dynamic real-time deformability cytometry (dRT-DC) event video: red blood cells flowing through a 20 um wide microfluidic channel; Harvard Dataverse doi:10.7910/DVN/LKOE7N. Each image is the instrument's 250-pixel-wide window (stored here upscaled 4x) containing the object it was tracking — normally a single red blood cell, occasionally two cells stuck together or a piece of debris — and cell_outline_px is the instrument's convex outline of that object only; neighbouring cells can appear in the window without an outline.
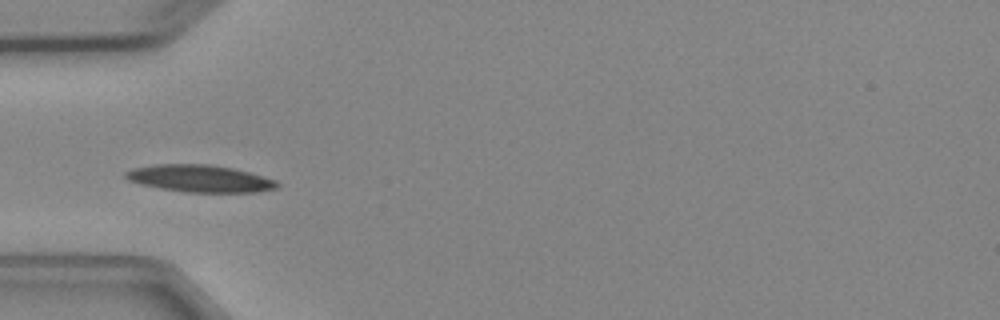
{"species": "Egyptian fruit bat (a non-hibernating species)", "species_latin": "Rousettus aegyptiacus", "temperature_condition": "cold", "stored_images_in_passage": 5, "camera_frame_rate_fps": 3000, "um_per_image_px": 0.085, "animal": {"sex": "female"}, "frame": {"image": 1, "passage_image": 5, "time_ms": 5.333, "image_size_px": [1000, 320], "cell_outline_px": [[280, 184], [276, 188], [256, 192], [188, 192], [160, 188], [140, 184], [128, 180], [124, 176], [124, 172], [132, 168], [156, 164], [208, 164], [232, 168], [248, 172], [276, 180]], "centroid_in_image_um": [16.96, 15.17], "position_along_channel_um": 68.0, "area_um2": 23.87}}